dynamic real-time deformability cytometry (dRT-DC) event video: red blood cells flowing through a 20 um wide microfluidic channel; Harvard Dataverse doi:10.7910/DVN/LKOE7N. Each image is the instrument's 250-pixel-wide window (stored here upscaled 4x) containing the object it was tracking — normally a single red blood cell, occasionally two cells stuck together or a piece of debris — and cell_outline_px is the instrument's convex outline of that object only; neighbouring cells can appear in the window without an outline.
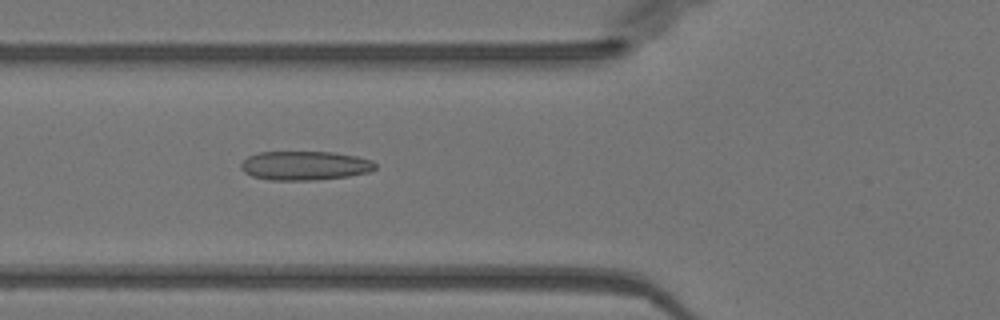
{"species": "Egyptian fruit bat (a non-hibernating species)", "species_latin": "Rousettus aegyptiacus", "temperature_condition": "warm", "stored_images_in_passage": 38, "camera_frame_rate_fps": 3000, "um_per_image_px": 0.085, "animal": {"sex": "female"}, "frame": {"image": 1, "passage_image": 6, "time_ms": 1.667, "image_size_px": [1000, 320], "cell_outline_px": [[376, 168], [368, 172], [348, 176], [312, 180], [268, 180], [252, 176], [244, 172], [240, 168], [240, 164], [248, 156], [260, 152], [332, 152], [356, 156], [372, 160], [376, 164]], "centroid_in_image_um": [25.89, 14.08], "position_along_channel_um": 99.9, "area_um2": 22.72}}
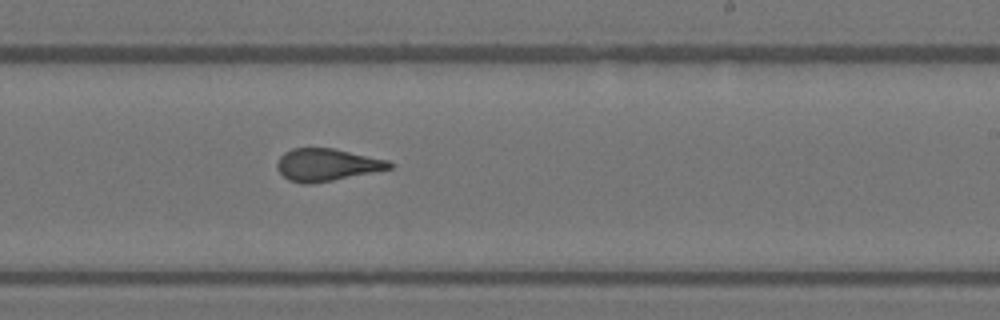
{"frame": {"image": 2, "passage_image": 18, "time_ms": 5.667, "image_size_px": [1000, 320], "cell_outline_px": [[392, 168], [312, 184], [304, 184], [288, 180], [276, 168], [276, 164], [280, 156], [284, 152], [292, 148], [332, 148], [388, 160], [392, 164]], "centroid_in_image_um": [27.73, 14.0], "position_along_channel_um": 261.3, "area_um2": 20.98}}
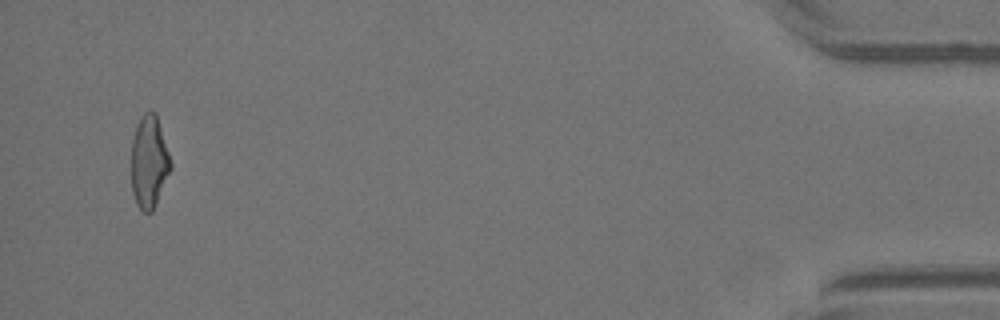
{"frame": {"image": 3, "passage_image": 36, "time_ms": 11.667, "image_size_px": [1000, 320], "cell_outline_px": [[172, 168], [152, 212], [144, 212], [136, 204], [132, 192], [132, 140], [140, 116], [144, 112], [156, 112], [172, 164]], "centroid_in_image_um": [12.68, 13.76], "position_along_channel_um": 422.5, "area_um2": 21.1}, "authors_computed_cell_mechanics": {"area_um2": 21.6461, "velocity_mm_per_s": 4.027, "shape_relaxation_time_tau1_ms": null, "shape_relaxation_time_tau2_ms": 1.0812, "deformation_change_tau1": null, "deformation_change_tau2": 0.0917}}